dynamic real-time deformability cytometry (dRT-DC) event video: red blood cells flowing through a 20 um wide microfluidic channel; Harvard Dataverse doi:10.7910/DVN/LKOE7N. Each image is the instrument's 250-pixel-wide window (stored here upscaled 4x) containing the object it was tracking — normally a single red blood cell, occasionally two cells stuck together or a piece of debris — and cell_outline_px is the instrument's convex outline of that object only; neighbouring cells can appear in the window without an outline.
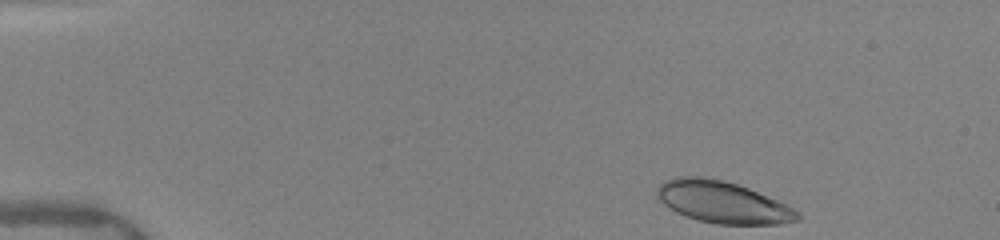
{"species": "human", "species_latin": "Homo sapiens", "temperature_condition": "warm", "stored_images_in_passage": 40, "camera_frame_rate_fps": 3000, "um_per_image_px": 0.085, "donor": {"sex": "female"}, "frame": {"image": 1, "passage_image": 1, "time_ms": 0.0, "image_size_px": [1000, 240], "cell_outline_px": [[800, 220], [780, 224], [716, 224], [696, 220], [684, 216], [676, 212], [664, 204], [656, 196], [656, 188], [664, 180], [676, 176], [700, 176], [724, 180], [748, 188], [776, 200], [800, 212]], "centroid_in_image_um": [61.38, 17.18], "position_along_channel_um": 23.6, "area_um2": 34.28}}
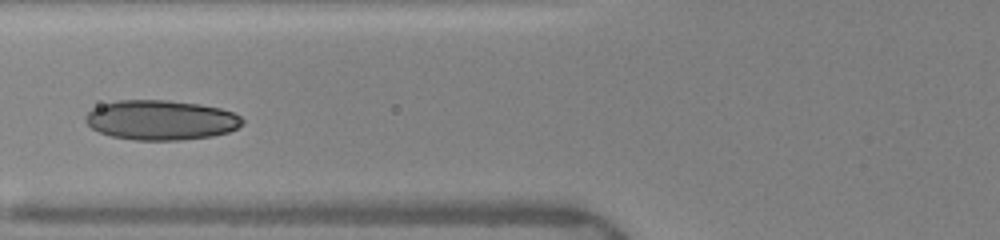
{"frame": {"image": 2, "passage_image": 15, "time_ms": 4.667, "image_size_px": [1000, 240], "cell_outline_px": [[244, 124], [228, 132], [212, 136], [180, 140], [136, 140], [112, 136], [100, 132], [92, 128], [84, 120], [84, 116], [92, 108], [100, 104], [116, 100], [168, 100], [200, 104], [220, 108], [232, 112], [240, 116], [244, 120]], "centroid_in_image_um": [13.67, 10.19], "position_along_channel_um": 112.1, "area_um2": 36.53}}
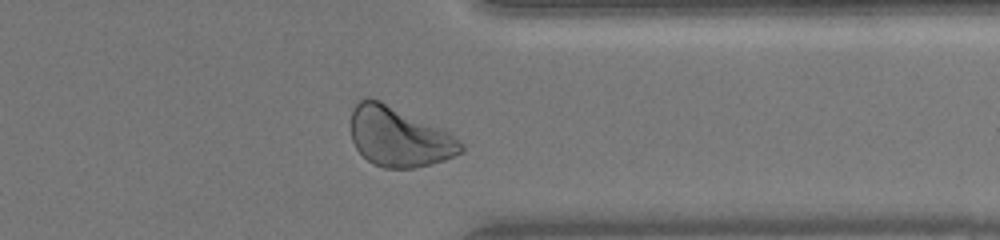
{"frame": {"image": 3, "passage_image": 35, "time_ms": 11.333, "image_size_px": [1000, 240], "cell_outline_px": [[464, 152], [444, 160], [412, 168], [384, 168], [368, 160], [356, 148], [352, 140], [352, 108], [360, 100], [380, 100], [440, 128], [448, 132], [464, 144]], "centroid_in_image_um": [33.93, 11.65], "position_along_channel_um": 377.5, "area_um2": 37.57}, "authors_computed_cell_mechanics": {"area_um2": 35.0846, "velocity_mm_per_s": 4.002, "shape_relaxation_time_tau1_ms": 2.5825, "shape_relaxation_time_tau2_ms": 1.5517, "deformation_change_tau1": 0.1025, "deformation_change_tau2": 0.0656}}